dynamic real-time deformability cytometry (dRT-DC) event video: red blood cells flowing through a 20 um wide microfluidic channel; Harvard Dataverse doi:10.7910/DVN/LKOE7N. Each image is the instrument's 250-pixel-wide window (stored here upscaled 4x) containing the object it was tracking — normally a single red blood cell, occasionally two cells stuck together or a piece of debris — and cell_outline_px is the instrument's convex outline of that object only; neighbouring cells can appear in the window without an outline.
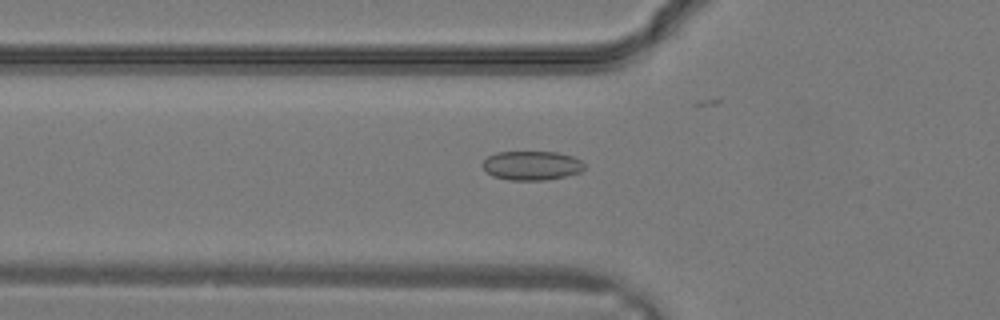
{"species": "common noctule bat (a hibernating species)", "species_latin": "Nyctalus noctula", "temperature_condition": "warm", "stored_images_in_passage": 24, "camera_frame_rate_fps": 3000, "um_per_image_px": 0.085, "animal": {"sex": "male", "body_mass_g": 19.2, "forearm_length_mm": 51.8}, "frame": {"image": 1, "passage_image": 4, "time_ms": 1.0, "image_size_px": [1000, 320], "cell_outline_px": [[584, 168], [580, 172], [564, 176], [544, 180], [508, 180], [492, 176], [480, 164], [488, 156], [496, 152], [556, 152], [572, 156], [580, 160], [584, 164]], "centroid_in_image_um": [45.16, 14.07], "position_along_channel_um": 80.6, "area_um2": 17.22}}
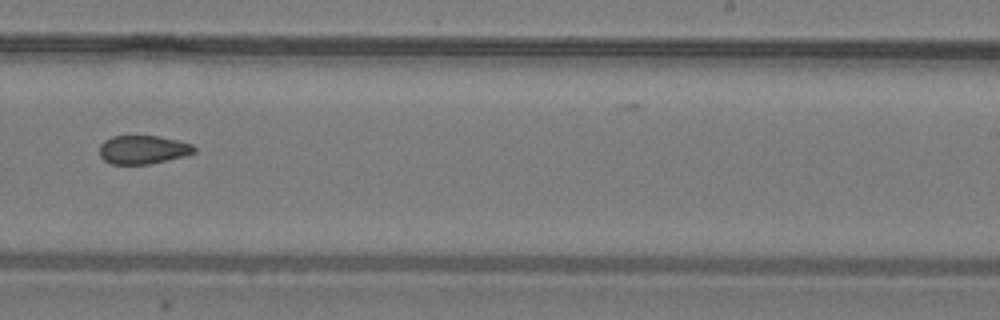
{"frame": {"image": 2, "passage_image": 13, "time_ms": 4.0, "image_size_px": [1000, 320], "cell_outline_px": [[196, 152], [184, 156], [148, 164], [112, 164], [104, 160], [100, 156], [100, 144], [104, 140], [112, 136], [160, 136], [192, 144], [196, 148]], "centroid_in_image_um": [12.15, 12.72], "position_along_channel_um": 276.9, "area_um2": 15.72}}
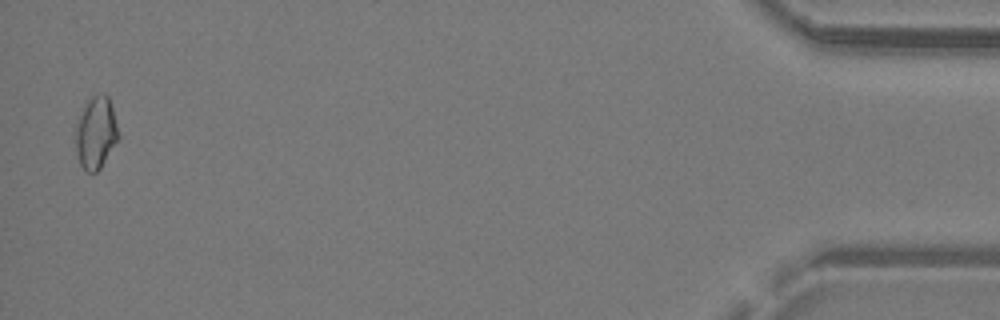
{"frame": {"image": 3, "passage_image": 24, "time_ms": 7.667, "image_size_px": [1000, 320], "cell_outline_px": [[120, 136], [100, 168], [96, 172], [84, 172], [80, 164], [76, 152], [76, 128], [80, 116], [88, 100], [92, 96], [104, 92], [108, 96], [112, 108]], "centroid_in_image_um": [8.16, 11.3], "position_along_channel_um": 427.0, "area_um2": 17.74}}